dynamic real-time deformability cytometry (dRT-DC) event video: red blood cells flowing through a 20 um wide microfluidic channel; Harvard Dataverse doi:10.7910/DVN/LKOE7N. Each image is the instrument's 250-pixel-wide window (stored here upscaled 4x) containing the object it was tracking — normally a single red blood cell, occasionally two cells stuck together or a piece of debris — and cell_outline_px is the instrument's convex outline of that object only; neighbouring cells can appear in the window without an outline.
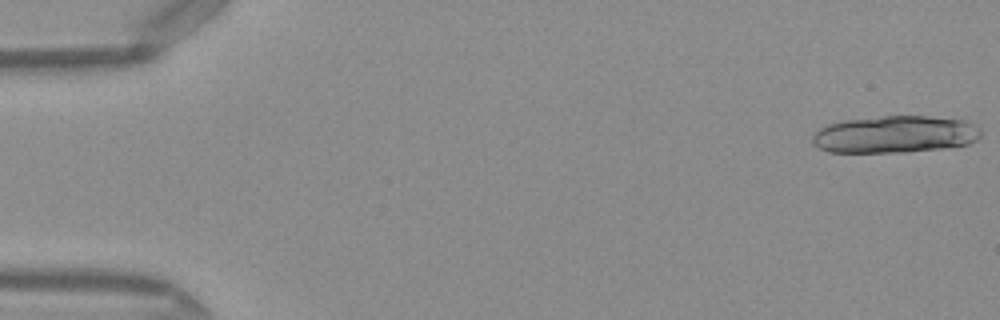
{"species": "Egyptian fruit bat (a non-hibernating species)", "species_latin": "Rousettus aegyptiacus", "temperature_condition": "warm", "stored_images_in_passage": 17, "camera_frame_rate_fps": 3000, "um_per_image_px": 0.085, "frame": {"image": 1, "passage_image": 1, "time_ms": 0.0, "image_size_px": [1000, 320], "cell_outline_px": [[980, 136], [976, 140], [968, 144], [940, 148], [908, 152], [828, 152], [812, 144], [812, 136], [820, 128], [828, 124], [844, 120], [884, 116], [928, 116], [968, 120], [980, 128]], "centroid_in_image_um": [76.07, 11.42], "position_along_channel_um": 8.9, "area_um2": 36.53}}